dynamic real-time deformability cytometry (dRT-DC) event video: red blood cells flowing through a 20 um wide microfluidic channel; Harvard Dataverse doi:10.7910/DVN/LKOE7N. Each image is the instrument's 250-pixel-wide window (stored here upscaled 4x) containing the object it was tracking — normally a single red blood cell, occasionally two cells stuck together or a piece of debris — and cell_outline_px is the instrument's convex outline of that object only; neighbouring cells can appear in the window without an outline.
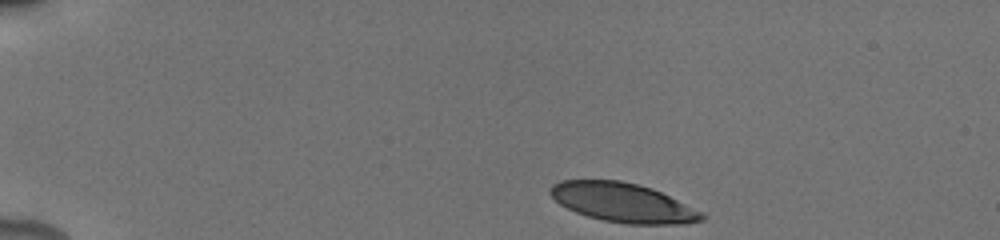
{"species": "human", "species_latin": "Homo sapiens", "temperature_condition": "cold", "stored_images_in_passage": 19, "camera_frame_rate_fps": 3000, "um_per_image_px": 0.085, "donor": {"sex": "male"}, "frame": {"image": 1, "passage_image": 1, "time_ms": 0.0, "image_size_px": [1000, 240], "cell_outline_px": [[708, 216], [704, 220], [684, 224], [628, 224], [604, 220], [588, 216], [576, 212], [560, 204], [548, 192], [548, 188], [552, 184], [560, 180], [620, 180], [652, 188], [704, 212]], "centroid_in_image_um": [52.97, 17.22], "position_along_channel_um": 32.0, "area_um2": 34.68}}
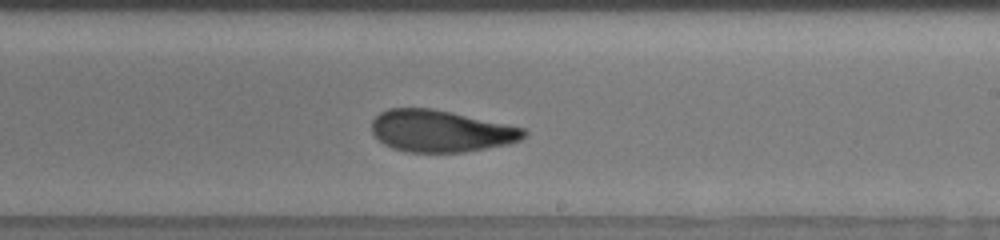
{"frame": {"image": 2, "passage_image": 16, "time_ms": 8.0, "image_size_px": [1000, 240], "cell_outline_px": [[528, 132], [520, 140], [508, 144], [464, 152], [404, 152], [392, 148], [384, 144], [372, 132], [372, 120], [380, 112], [388, 108], [432, 108], [524, 128]], "centroid_in_image_um": [37.43, 11.14], "position_along_channel_um": 251.6, "area_um2": 36.93}}
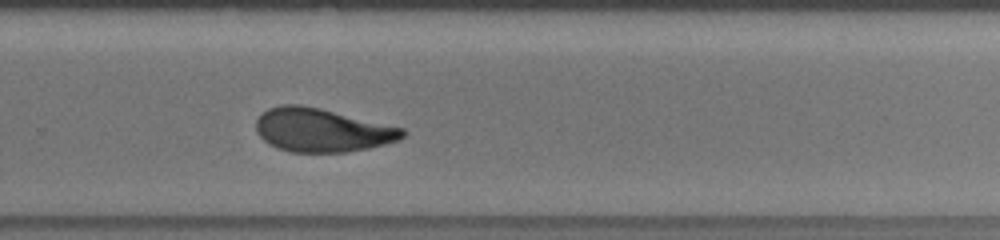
{"frame": {"image": 3, "passage_image": 19, "time_ms": 9.333, "image_size_px": [1000, 240], "cell_outline_px": [[408, 132], [400, 140], [368, 148], [348, 152], [292, 152], [276, 148], [268, 144], [256, 132], [256, 120], [268, 108], [280, 104], [300, 104], [320, 108], [404, 128]], "centroid_in_image_um": [27.36, 11.06], "position_along_channel_um": 302.4, "area_um2": 37.28}}